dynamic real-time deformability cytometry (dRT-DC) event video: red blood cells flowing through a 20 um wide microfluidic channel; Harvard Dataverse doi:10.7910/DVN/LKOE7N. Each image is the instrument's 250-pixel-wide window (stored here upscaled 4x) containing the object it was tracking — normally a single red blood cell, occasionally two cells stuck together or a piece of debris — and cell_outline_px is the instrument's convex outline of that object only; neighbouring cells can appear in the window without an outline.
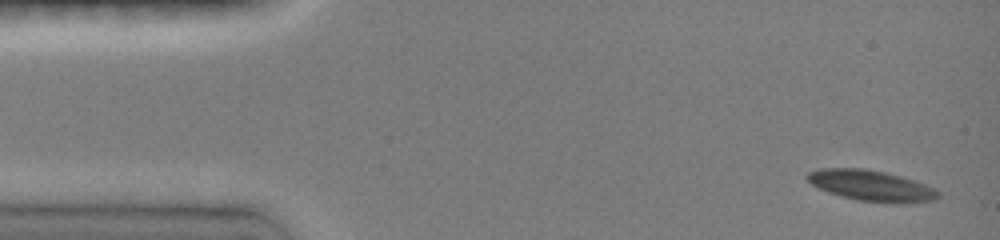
{"species": "common noctule bat (a hibernating species)", "species_latin": "Nyctalus noctula", "temperature_condition": "room temperature", "stored_images_in_passage": 5, "camera_frame_rate_fps": 3000, "um_per_image_px": 0.085, "animal": {"sex": "female", "body_mass_g": 19.0, "forearm_length_mm": 51.5}, "frame": {"image": 1, "passage_image": 1, "time_ms": 0.0, "image_size_px": [1000, 240], "cell_outline_px": [[940, 196], [936, 200], [908, 204], [892, 204], [856, 200], [828, 192], [812, 184], [804, 176], [808, 172], [820, 168], [864, 168], [884, 172], [900, 176], [936, 188], [940, 192]], "centroid_in_image_um": [74.1, 15.8], "position_along_channel_um": 10.9, "area_um2": 23.81}}
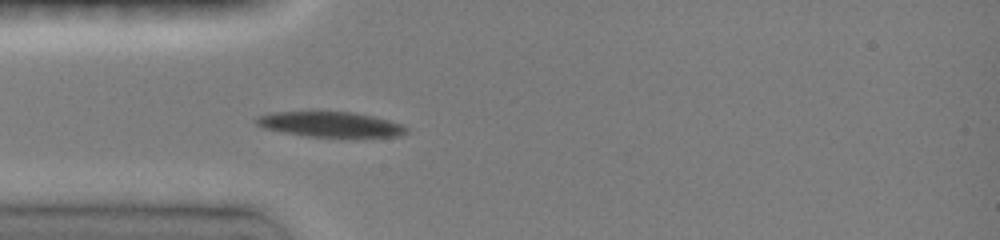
{"frame": {"image": 2, "passage_image": 5, "time_ms": 3.667, "image_size_px": [1000, 240], "cell_outline_px": [[408, 132], [400, 136], [308, 136], [284, 132], [264, 128], [256, 124], [252, 120], [256, 116], [272, 112], [352, 112], [372, 116], [388, 120], [400, 124], [408, 128]], "centroid_in_image_um": [28.02, 10.56], "position_along_channel_um": 57.0, "area_um2": 21.68}}